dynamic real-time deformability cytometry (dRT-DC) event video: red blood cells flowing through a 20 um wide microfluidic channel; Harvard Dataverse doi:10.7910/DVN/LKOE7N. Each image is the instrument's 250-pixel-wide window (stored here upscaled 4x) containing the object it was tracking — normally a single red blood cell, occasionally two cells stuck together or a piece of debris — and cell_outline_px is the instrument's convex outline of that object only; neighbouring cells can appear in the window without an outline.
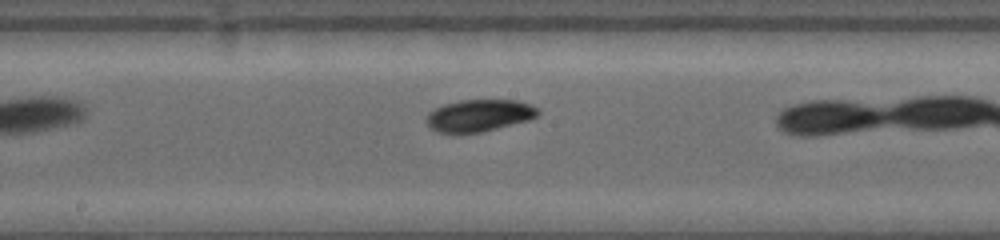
{"species": "common noctule bat (a hibernating species)", "species_latin": "Nyctalus noctula", "temperature_condition": "warm", "stored_images_in_passage": 23, "camera_frame_rate_fps": 4500, "um_per_image_px": 0.085, "animal": {"sex": "female", "body_mass_g": 19.0, "forearm_length_mm": 53.3}, "frame": {"image": 1, "passage_image": 10, "time_ms": 4.444, "image_size_px": [1000, 240], "cell_outline_px": [[540, 112], [536, 116], [528, 120], [480, 132], [436, 132], [428, 128], [428, 112], [444, 104], [460, 100], [516, 100], [528, 104], [536, 108]], "centroid_in_image_um": [40.7, 9.81], "position_along_channel_um": 207.5, "area_um2": 20.4}, "authors_computed_cell_mechanics": {"area_um2": 20.519, "velocity_mm_per_s": 3.7787, "shape_relaxation_time_tau1_ms": 2.2947, "shape_relaxation_time_tau2_ms": null, "deformation_change_tau1": 0.1075, "deformation_change_tau2": null}}